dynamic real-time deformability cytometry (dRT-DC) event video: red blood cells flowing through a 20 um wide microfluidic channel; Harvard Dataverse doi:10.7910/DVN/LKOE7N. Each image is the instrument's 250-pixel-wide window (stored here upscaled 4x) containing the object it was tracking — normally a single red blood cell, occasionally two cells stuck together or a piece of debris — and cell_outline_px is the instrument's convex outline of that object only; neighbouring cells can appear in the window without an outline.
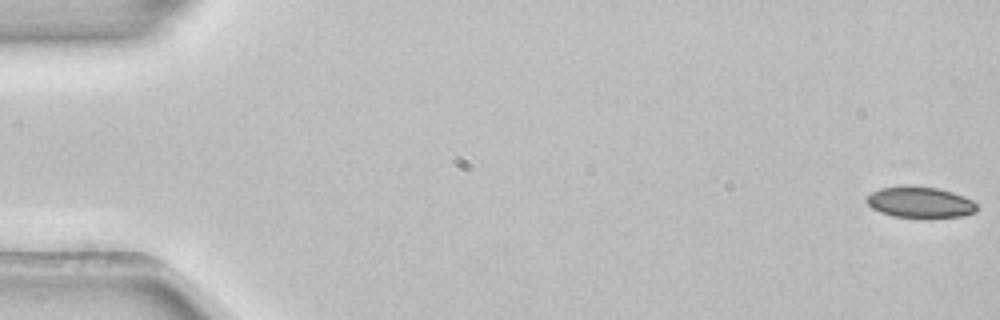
{"species": "common noctule bat (a hibernating species)", "species_latin": "Nyctalus noctula", "temperature_condition": "room temperature", "stored_images_in_passage": 53, "camera_frame_rate_fps": 3000, "um_per_image_px": 0.085, "animal": {"sex": "female", "body_mass_g": 22.7, "forearm_length_mm": 54.2}, "frame": {"image": 1, "passage_image": 1, "time_ms": 0.0, "image_size_px": [1000, 320], "cell_outline_px": [[976, 212], [960, 216], [892, 216], [880, 212], [872, 208], [864, 200], [872, 192], [880, 188], [900, 184], [908, 184], [936, 188], [952, 192], [964, 196], [972, 200], [976, 204]], "centroid_in_image_um": [78.15, 17.14], "position_along_channel_um": 6.9, "area_um2": 19.83}}
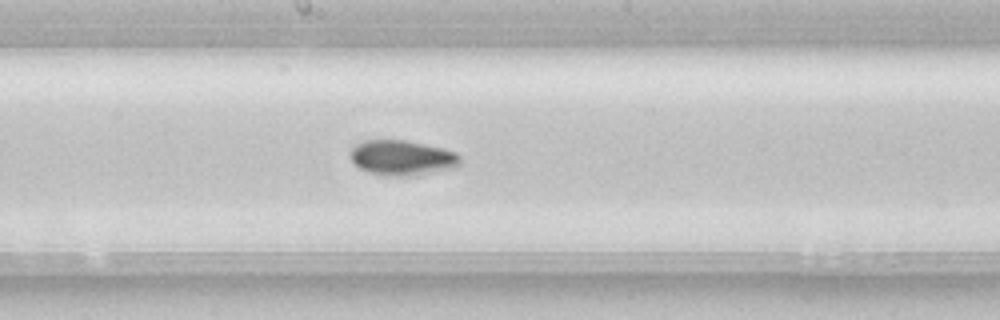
{"frame": {"image": 2, "passage_image": 29, "time_ms": 9.333, "image_size_px": [1000, 320], "cell_outline_px": [[460, 164], [456, 168], [416, 176], [384, 176], [368, 172], [360, 168], [348, 156], [352, 148], [356, 144], [364, 140], [404, 140], [444, 148], [456, 152], [460, 156]], "centroid_in_image_um": [34.2, 13.42], "position_along_channel_um": 214.0, "area_um2": 22.83}}
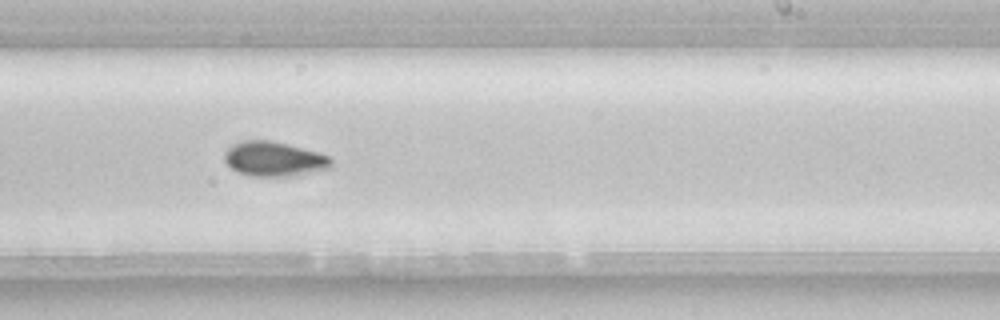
{"frame": {"image": 3, "passage_image": 33, "time_ms": 10.667, "image_size_px": [1000, 320], "cell_outline_px": [[332, 168], [300, 176], [248, 176], [232, 168], [224, 160], [224, 152], [232, 144], [244, 140], [272, 140], [320, 152], [328, 156], [332, 160]], "centroid_in_image_um": [23.34, 13.52], "position_along_channel_um": 265.7, "area_um2": 21.96}, "authors_computed_cell_mechanics": {"area_um2": 20.9236, "velocity_mm_per_s": 3.901, "shape_relaxation_time_tau1_ms": 6.061, "shape_relaxation_time_tau2_ms": null, "deformation_change_tau1": 0.092, "deformation_change_tau2": null}}